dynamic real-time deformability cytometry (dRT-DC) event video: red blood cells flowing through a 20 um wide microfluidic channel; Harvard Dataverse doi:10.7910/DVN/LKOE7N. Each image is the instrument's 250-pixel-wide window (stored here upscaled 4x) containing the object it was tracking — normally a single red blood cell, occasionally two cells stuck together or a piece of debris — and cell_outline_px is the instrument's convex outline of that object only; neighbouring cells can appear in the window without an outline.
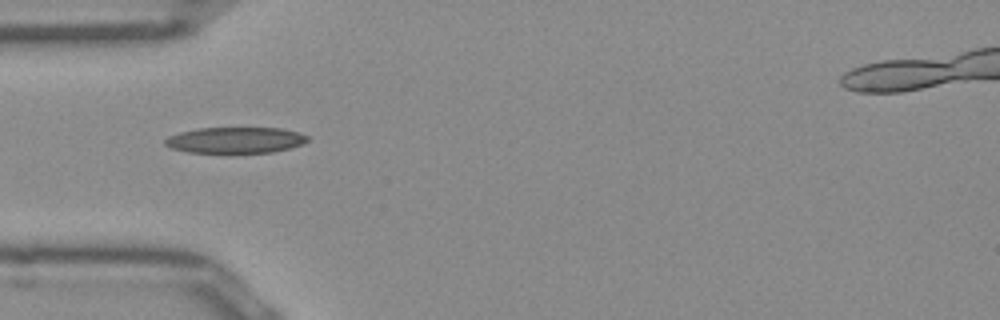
{"species": "Egyptian fruit bat (a non-hibernating species)", "species_latin": "Rousettus aegyptiacus", "temperature_condition": "room temperature", "stored_images_in_passage": 36, "camera_frame_rate_fps": 3000, "um_per_image_px": 0.085, "frame": {"image": 1, "passage_image": 1, "time_ms": 0.0, "image_size_px": [1000, 320], "cell_outline_px": [[308, 140], [300, 144], [288, 148], [272, 152], [188, 152], [172, 148], [164, 144], [164, 140], [168, 136], [180, 132], [200, 128], [280, 128], [296, 132], [308, 136]], "centroid_in_image_um": [19.97, 11.9], "position_along_channel_um": 65.0, "area_um2": 21.21}}
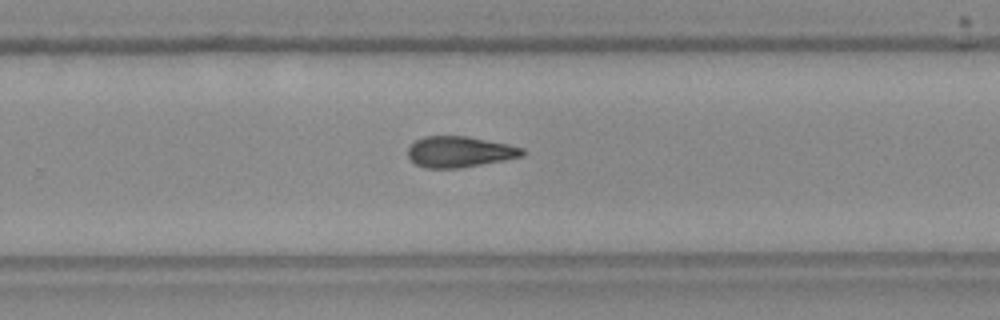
{"frame": {"image": 2, "passage_image": 18, "time_ms": 5.667, "image_size_px": [1000, 320], "cell_outline_px": [[524, 156], [504, 160], [460, 168], [424, 168], [416, 164], [408, 156], [408, 148], [416, 140], [424, 136], [468, 136], [508, 144], [524, 148]], "centroid_in_image_um": [39.07, 12.9], "position_along_channel_um": 290.7, "area_um2": 20.63}}
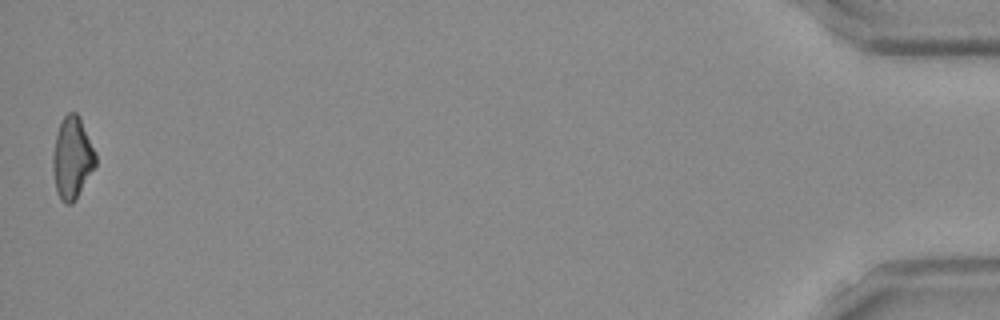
{"frame": {"image": 3, "passage_image": 36, "time_ms": 11.667, "image_size_px": [1000, 320], "cell_outline_px": [[96, 164], [72, 204], [64, 204], [60, 200], [56, 192], [52, 172], [52, 156], [56, 132], [64, 116], [68, 112], [76, 112], [80, 116], [96, 152]], "centroid_in_image_um": [6.11, 13.41], "position_along_channel_um": 429.1, "area_um2": 20.58}, "authors_computed_cell_mechanics": {"area_um2": 20.7791, "velocity_mm_per_s": 3.9734, "shape_relaxation_time_tau1_ms": null, "shape_relaxation_time_tau2_ms": 4.1798, "deformation_change_tau1": null, "deformation_change_tau2": 0.1393}}